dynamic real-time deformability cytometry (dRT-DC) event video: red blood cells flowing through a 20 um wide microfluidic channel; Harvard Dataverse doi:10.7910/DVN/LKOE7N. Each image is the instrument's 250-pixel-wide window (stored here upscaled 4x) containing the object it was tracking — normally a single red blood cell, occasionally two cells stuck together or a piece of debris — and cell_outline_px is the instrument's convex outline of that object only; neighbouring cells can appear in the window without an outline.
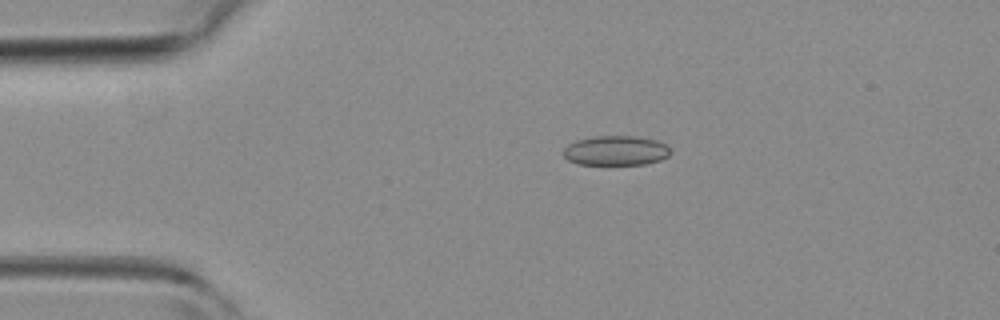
{"species": "common noctule bat (a hibernating species)", "species_latin": "Nyctalus noctula", "temperature_condition": "room temperature", "stored_images_in_passage": 2, "camera_frame_rate_fps": 3000, "um_per_image_px": 0.085, "animal": {"sex": "female", "body_mass_g": 19.3, "forearm_length_mm": 54.1}, "frame": {"image": 1, "passage_image": 2, "time_ms": 1.0, "image_size_px": [1000, 320], "cell_outline_px": [[672, 152], [668, 156], [660, 160], [644, 164], [580, 164], [568, 160], [564, 156], [564, 148], [568, 144], [576, 140], [596, 136], [636, 136], [656, 140], [664, 144]], "centroid_in_image_um": [52.35, 12.79], "position_along_channel_um": 32.7, "area_um2": 18.38}}